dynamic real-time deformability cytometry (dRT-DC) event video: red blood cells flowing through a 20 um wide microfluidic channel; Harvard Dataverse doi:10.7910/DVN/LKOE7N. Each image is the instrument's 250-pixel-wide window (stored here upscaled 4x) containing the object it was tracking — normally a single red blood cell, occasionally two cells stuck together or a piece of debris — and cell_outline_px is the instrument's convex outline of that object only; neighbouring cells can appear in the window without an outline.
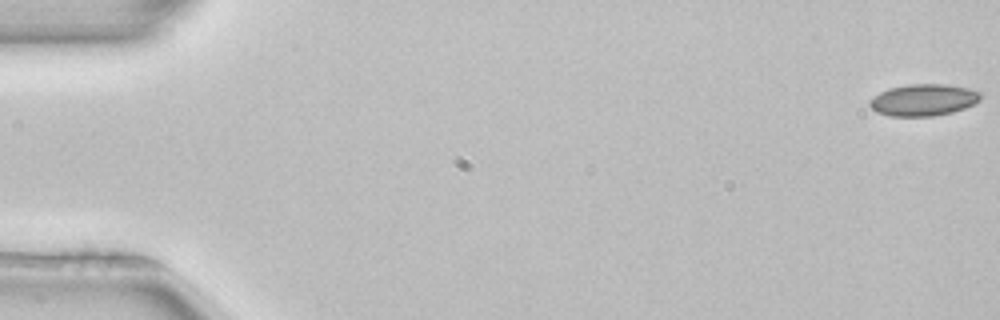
{"species": "common noctule bat (a hibernating species)", "species_latin": "Nyctalus noctula", "temperature_condition": "room temperature", "stored_images_in_passage": 53, "camera_frame_rate_fps": 3000, "um_per_image_px": 0.085, "animal": {"sex": "female", "body_mass_g": 22.7, "forearm_length_mm": 54.2}, "frame": {"image": 1, "passage_image": 1, "time_ms": 0.0, "image_size_px": [1000, 320], "cell_outline_px": [[984, 92], [980, 100], [964, 108], [952, 112], [932, 116], [888, 116], [876, 112], [868, 104], [868, 100], [872, 96], [888, 88], [908, 84], [944, 84], [968, 88]], "centroid_in_image_um": [78.47, 8.49], "position_along_channel_um": 6.5, "area_um2": 20.75}}
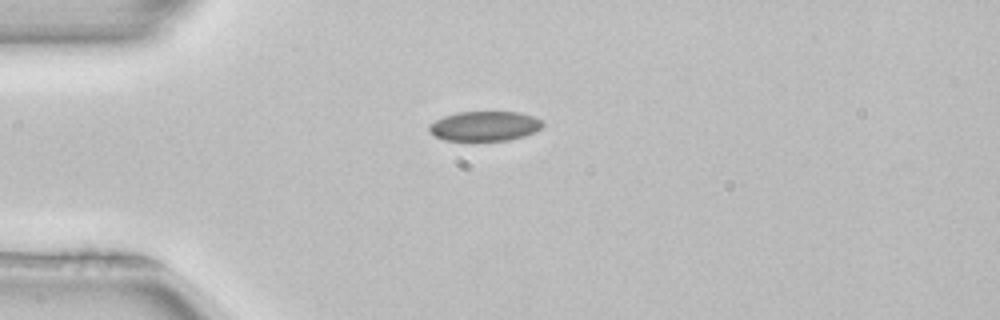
{"frame": {"image": 2, "passage_image": 14, "time_ms": 4.333, "image_size_px": [1000, 320], "cell_outline_px": [[544, 124], [536, 132], [524, 136], [508, 140], [444, 140], [436, 136], [428, 128], [428, 124], [444, 116], [456, 112], [520, 112], [536, 116]], "centroid_in_image_um": [41.23, 10.7], "position_along_channel_um": 43.8, "area_um2": 19.65}}
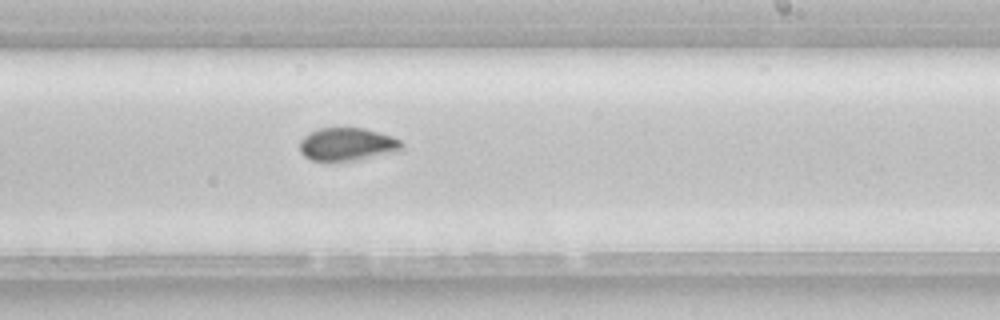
{"frame": {"image": 3, "passage_image": 32, "time_ms": 10.333, "image_size_px": [1000, 320], "cell_outline_px": [[404, 144], [396, 152], [352, 160], [312, 160], [304, 156], [300, 152], [300, 140], [308, 132], [320, 128], [364, 128], [392, 136], [400, 140]], "centroid_in_image_um": [29.49, 12.24], "position_along_channel_um": 259.5, "area_um2": 19.36}, "authors_computed_cell_mechanics": {"area_um2": 20.3456, "velocity_mm_per_s": 3.9581, "shape_relaxation_time_tau1_ms": null, "shape_relaxation_time_tau2_ms": 2.2225, "deformation_change_tau1": null, "deformation_change_tau2": 0.0544}}